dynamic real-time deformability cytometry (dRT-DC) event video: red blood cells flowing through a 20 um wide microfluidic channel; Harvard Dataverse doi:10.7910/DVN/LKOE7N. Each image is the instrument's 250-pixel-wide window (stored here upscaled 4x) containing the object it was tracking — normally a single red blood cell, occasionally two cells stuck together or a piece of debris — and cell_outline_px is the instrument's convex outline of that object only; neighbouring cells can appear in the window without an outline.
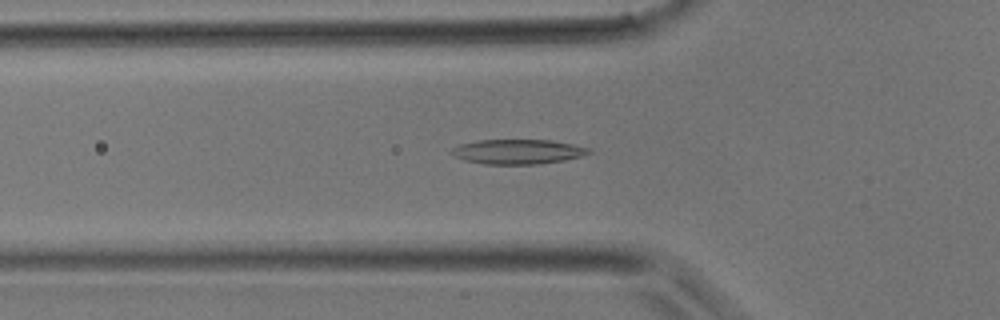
{"species": "common noctule bat (a hibernating species)", "species_latin": "Nyctalus noctula", "temperature_condition": "room temperature", "stored_images_in_passage": 36, "camera_frame_rate_fps": 3000, "um_per_image_px": 0.085, "animal": {"sex": "male", "body_mass_g": 17.9}, "frame": {"image": 1, "passage_image": 10, "time_ms": 3.0, "image_size_px": [1000, 320], "cell_outline_px": [[592, 152], [580, 156], [564, 160], [536, 164], [484, 164], [464, 160], [456, 156], [452, 152], [452, 148], [460, 144], [476, 140], [552, 140], [592, 148]], "centroid_in_image_um": [44.03, 12.88], "position_along_channel_um": 81.8, "area_um2": 19.65}}
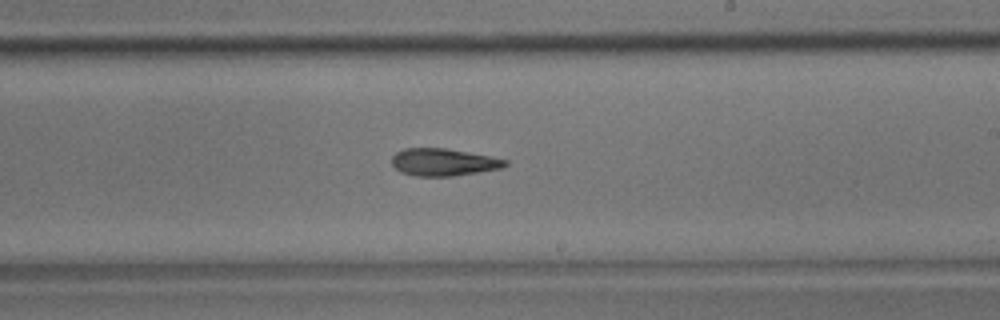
{"frame": {"image": 2, "passage_image": 20, "time_ms": 6.333, "image_size_px": [1000, 320], "cell_outline_px": [[508, 164], [500, 168], [452, 176], [416, 176], [400, 172], [392, 164], [392, 156], [396, 152], [404, 148], [444, 148], [468, 152], [508, 160]], "centroid_in_image_um": [37.65, 13.78], "position_along_channel_um": 251.4, "area_um2": 17.86}}
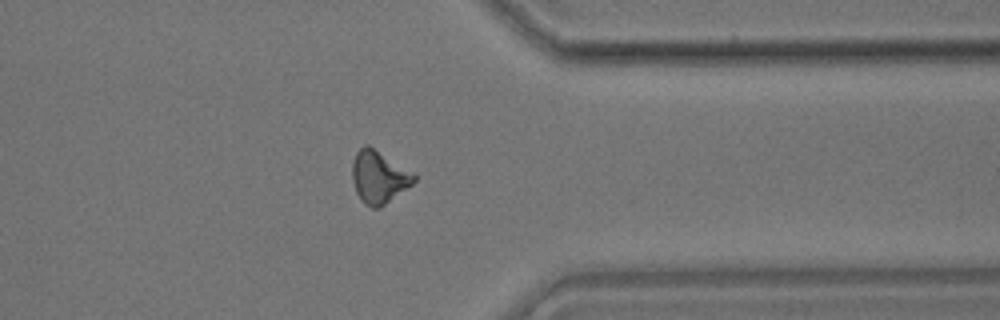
{"frame": {"image": 3, "passage_image": 28, "time_ms": 9.0, "image_size_px": [1000, 320], "cell_outline_px": [[416, 180], [412, 184], [380, 208], [372, 208], [364, 204], [360, 200], [356, 192], [352, 180], [352, 164], [356, 152], [364, 144], [368, 144], [416, 172]], "centroid_in_image_um": [32.22, 15.03], "position_along_channel_um": 379.2, "area_um2": 19.31}}